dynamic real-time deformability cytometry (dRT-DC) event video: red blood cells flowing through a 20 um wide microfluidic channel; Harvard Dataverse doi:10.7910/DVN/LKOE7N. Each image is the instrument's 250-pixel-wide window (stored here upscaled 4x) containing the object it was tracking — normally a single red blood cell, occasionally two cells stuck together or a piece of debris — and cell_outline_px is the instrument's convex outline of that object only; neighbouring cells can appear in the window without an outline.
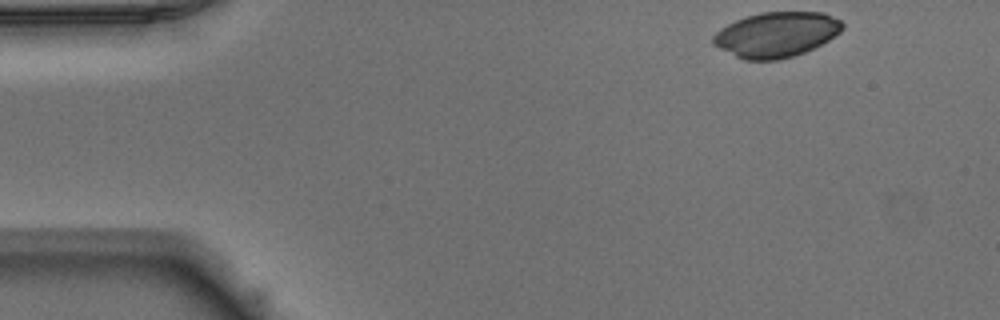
{"species": "Egyptian fruit bat (a non-hibernating species)", "species_latin": "Rousettus aegyptiacus", "temperature_condition": "warm", "stored_images_in_passage": 47, "camera_frame_rate_fps": 3000, "um_per_image_px": 0.085, "animal": {"sex": "male"}, "frame": {"image": 1, "passage_image": 1, "time_ms": 0.0, "image_size_px": [1000, 320], "cell_outline_px": [[844, 28], [840, 32], [828, 40], [804, 52], [792, 56], [776, 60], [744, 60], [712, 44], [712, 36], [720, 28], [736, 20], [760, 12], [824, 12], [840, 20], [844, 24]], "centroid_in_image_um": [65.98, 2.93], "position_along_channel_um": 19.0, "area_um2": 33.81}}
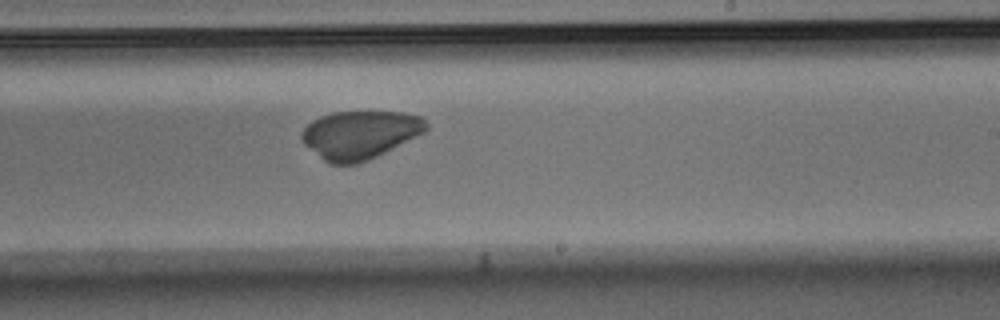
{"frame": {"image": 2, "passage_image": 26, "time_ms": 8.333, "image_size_px": [1000, 320], "cell_outline_px": [[428, 128], [424, 132], [368, 160], [356, 164], [332, 164], [324, 160], [304, 144], [300, 140], [300, 132], [312, 120], [320, 116], [332, 112], [404, 112], [420, 116], [428, 124]], "centroid_in_image_um": [30.56, 11.44], "position_along_channel_um": 258.4, "area_um2": 34.74}}
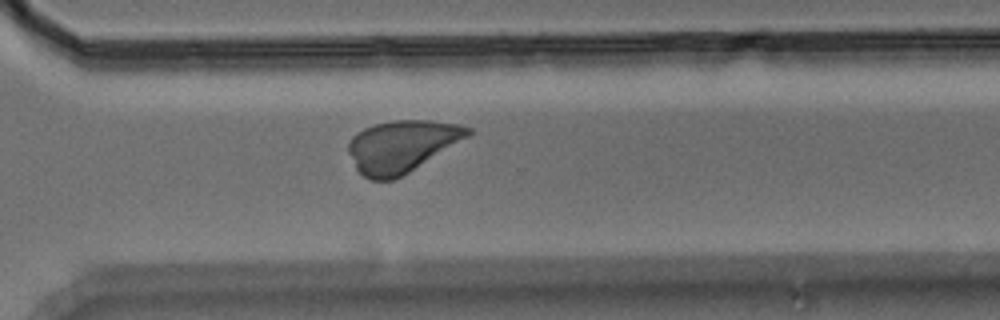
{"frame": {"image": 3, "passage_image": 32, "time_ms": 10.333, "image_size_px": [1000, 320], "cell_outline_px": [[472, 132], [468, 136], [408, 172], [392, 180], [372, 180], [364, 176], [356, 168], [348, 152], [348, 144], [352, 136], [364, 128], [376, 124], [396, 120], [428, 120], [460, 124], [472, 128]], "centroid_in_image_um": [34.13, 12.41], "position_along_channel_um": 336.5, "area_um2": 35.55}}